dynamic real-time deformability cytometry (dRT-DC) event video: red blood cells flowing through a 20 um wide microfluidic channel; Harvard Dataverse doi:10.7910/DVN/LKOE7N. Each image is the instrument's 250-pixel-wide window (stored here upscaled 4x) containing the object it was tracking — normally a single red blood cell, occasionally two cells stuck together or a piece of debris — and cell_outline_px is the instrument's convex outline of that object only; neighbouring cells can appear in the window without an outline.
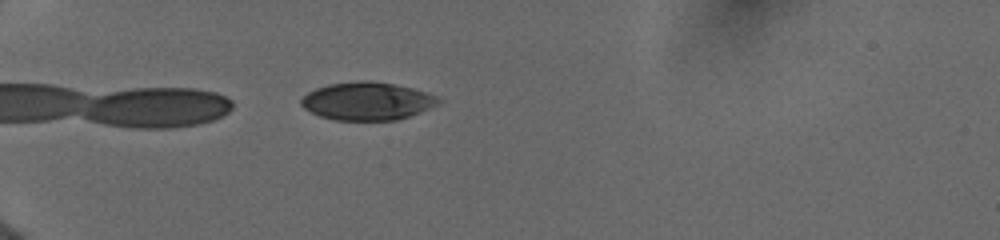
{"species": "human", "species_latin": "Homo sapiens", "temperature_condition": "cold", "stored_images_in_passage": 4, "camera_frame_rate_fps": 3000, "um_per_image_px": 0.085, "donor": {"sex": "female"}, "frame": {"image": 1, "passage_image": 1, "time_ms": 0.0, "image_size_px": [1000, 240], "cell_outline_px": [[444, 100], [440, 104], [408, 116], [396, 120], [336, 120], [320, 116], [304, 108], [300, 104], [300, 100], [308, 92], [316, 88], [328, 84], [368, 80], [392, 84], [412, 88], [436, 96]], "centroid_in_image_um": [31.21, 8.6], "position_along_channel_um": 53.8, "area_um2": 30.11}}